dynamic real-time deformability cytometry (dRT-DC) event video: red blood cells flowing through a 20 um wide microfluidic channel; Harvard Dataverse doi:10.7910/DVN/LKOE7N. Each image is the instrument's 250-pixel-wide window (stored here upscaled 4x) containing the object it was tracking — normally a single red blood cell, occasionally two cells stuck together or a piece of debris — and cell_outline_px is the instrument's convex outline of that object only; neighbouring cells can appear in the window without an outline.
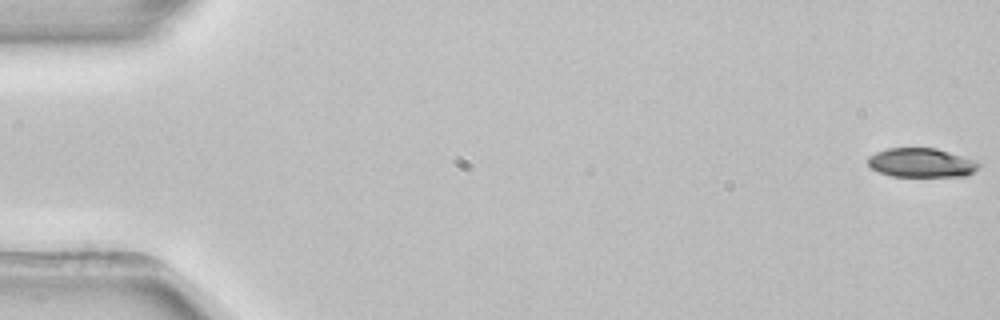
{"species": "common noctule bat (a hibernating species)", "species_latin": "Nyctalus noctula", "temperature_condition": "room temperature", "stored_images_in_passage": 53, "camera_frame_rate_fps": 3000, "um_per_image_px": 0.085, "animal": {"sex": "female", "body_mass_g": 22.7, "forearm_length_mm": 54.2}, "frame": {"image": 1, "passage_image": 1, "time_ms": 0.0, "image_size_px": [1000, 320], "cell_outline_px": [[980, 164], [968, 176], [892, 176], [880, 172], [872, 168], [868, 164], [868, 156], [876, 152], [888, 148], [936, 148], [976, 160]], "centroid_in_image_um": [78.31, 13.83], "position_along_channel_um": 6.7, "area_um2": 18.67}}
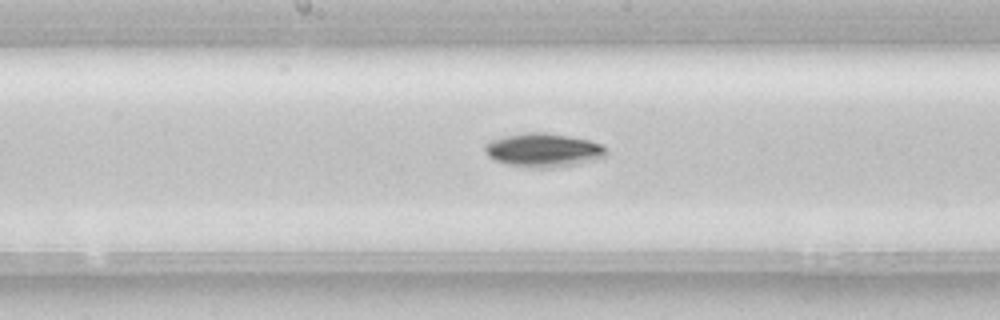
{"frame": {"image": 2, "passage_image": 28, "time_ms": 9.0, "image_size_px": [1000, 320], "cell_outline_px": [[608, 156], [604, 160], [560, 168], [528, 168], [508, 164], [492, 160], [484, 152], [484, 144], [492, 140], [504, 136], [524, 132], [544, 132], [568, 136], [588, 140], [600, 144], [608, 152]], "centroid_in_image_um": [46.24, 12.79], "position_along_channel_um": 202.0, "area_um2": 24.62}}
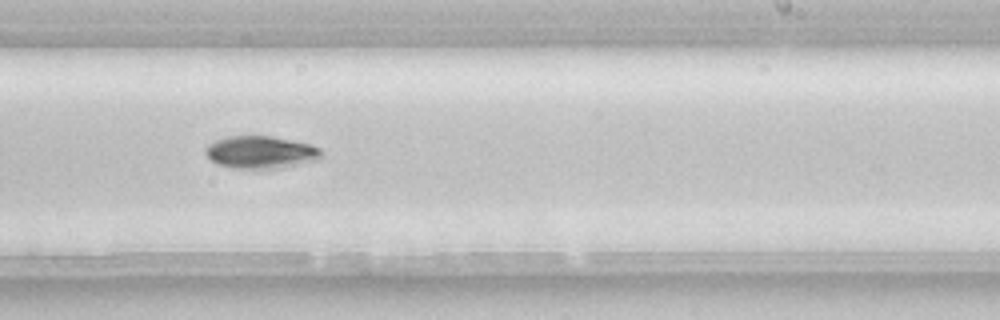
{"frame": {"image": 3, "passage_image": 33, "time_ms": 10.667, "image_size_px": [1000, 320], "cell_outline_px": [[320, 156], [316, 160], [284, 168], [232, 168], [216, 164], [204, 152], [204, 148], [208, 144], [216, 140], [228, 136], [272, 136], [312, 144], [320, 148]], "centroid_in_image_um": [22.14, 12.94], "position_along_channel_um": 266.9, "area_um2": 21.96}, "authors_computed_cell_mechanics": {"area_um2": 20.23, "velocity_mm_per_s": 3.9276, "shape_relaxation_time_tau1_ms": 1.7389, "shape_relaxation_time_tau2_ms": null, "deformation_change_tau1": 0.084, "deformation_change_tau2": null}}